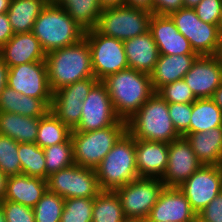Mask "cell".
Returning <instances> with one entry per match:
<instances>
[{
  "mask_svg": "<svg viewBox=\"0 0 222 222\" xmlns=\"http://www.w3.org/2000/svg\"><path fill=\"white\" fill-rule=\"evenodd\" d=\"M116 115L128 121L155 93L149 74L127 68L102 80Z\"/></svg>",
  "mask_w": 222,
  "mask_h": 222,
  "instance_id": "obj_1",
  "label": "cell"
},
{
  "mask_svg": "<svg viewBox=\"0 0 222 222\" xmlns=\"http://www.w3.org/2000/svg\"><path fill=\"white\" fill-rule=\"evenodd\" d=\"M45 62L52 92L94 77L91 50L85 37L76 44L47 53Z\"/></svg>",
  "mask_w": 222,
  "mask_h": 222,
  "instance_id": "obj_2",
  "label": "cell"
},
{
  "mask_svg": "<svg viewBox=\"0 0 222 222\" xmlns=\"http://www.w3.org/2000/svg\"><path fill=\"white\" fill-rule=\"evenodd\" d=\"M85 32L56 4H47L42 9L32 29L46 54L76 44L85 37Z\"/></svg>",
  "mask_w": 222,
  "mask_h": 222,
  "instance_id": "obj_3",
  "label": "cell"
},
{
  "mask_svg": "<svg viewBox=\"0 0 222 222\" xmlns=\"http://www.w3.org/2000/svg\"><path fill=\"white\" fill-rule=\"evenodd\" d=\"M127 131L138 140L167 144L181 136L169 115L168 103L156 92L127 121Z\"/></svg>",
  "mask_w": 222,
  "mask_h": 222,
  "instance_id": "obj_4",
  "label": "cell"
},
{
  "mask_svg": "<svg viewBox=\"0 0 222 222\" xmlns=\"http://www.w3.org/2000/svg\"><path fill=\"white\" fill-rule=\"evenodd\" d=\"M101 190L115 191L136 180V139L126 131L95 168Z\"/></svg>",
  "mask_w": 222,
  "mask_h": 222,
  "instance_id": "obj_5",
  "label": "cell"
},
{
  "mask_svg": "<svg viewBox=\"0 0 222 222\" xmlns=\"http://www.w3.org/2000/svg\"><path fill=\"white\" fill-rule=\"evenodd\" d=\"M126 131L127 121L124 120L95 131H72L75 164L95 170Z\"/></svg>",
  "mask_w": 222,
  "mask_h": 222,
  "instance_id": "obj_6",
  "label": "cell"
},
{
  "mask_svg": "<svg viewBox=\"0 0 222 222\" xmlns=\"http://www.w3.org/2000/svg\"><path fill=\"white\" fill-rule=\"evenodd\" d=\"M152 14L124 4L105 6L95 29L102 35L124 41L148 32Z\"/></svg>",
  "mask_w": 222,
  "mask_h": 222,
  "instance_id": "obj_7",
  "label": "cell"
},
{
  "mask_svg": "<svg viewBox=\"0 0 222 222\" xmlns=\"http://www.w3.org/2000/svg\"><path fill=\"white\" fill-rule=\"evenodd\" d=\"M85 38L91 50L93 75L98 81L129 68L122 40L102 35L96 29L86 31Z\"/></svg>",
  "mask_w": 222,
  "mask_h": 222,
  "instance_id": "obj_8",
  "label": "cell"
},
{
  "mask_svg": "<svg viewBox=\"0 0 222 222\" xmlns=\"http://www.w3.org/2000/svg\"><path fill=\"white\" fill-rule=\"evenodd\" d=\"M47 188L64 199L94 198L102 191L95 170L75 163L51 174Z\"/></svg>",
  "mask_w": 222,
  "mask_h": 222,
  "instance_id": "obj_9",
  "label": "cell"
},
{
  "mask_svg": "<svg viewBox=\"0 0 222 222\" xmlns=\"http://www.w3.org/2000/svg\"><path fill=\"white\" fill-rule=\"evenodd\" d=\"M164 187L159 178L138 177L117 188L125 217L147 219Z\"/></svg>",
  "mask_w": 222,
  "mask_h": 222,
  "instance_id": "obj_10",
  "label": "cell"
},
{
  "mask_svg": "<svg viewBox=\"0 0 222 222\" xmlns=\"http://www.w3.org/2000/svg\"><path fill=\"white\" fill-rule=\"evenodd\" d=\"M198 56H213L219 40V26L203 22L192 8H181L170 15Z\"/></svg>",
  "mask_w": 222,
  "mask_h": 222,
  "instance_id": "obj_11",
  "label": "cell"
},
{
  "mask_svg": "<svg viewBox=\"0 0 222 222\" xmlns=\"http://www.w3.org/2000/svg\"><path fill=\"white\" fill-rule=\"evenodd\" d=\"M80 122L72 131L90 132L113 126L120 121L107 88L98 81L83 101Z\"/></svg>",
  "mask_w": 222,
  "mask_h": 222,
  "instance_id": "obj_12",
  "label": "cell"
},
{
  "mask_svg": "<svg viewBox=\"0 0 222 222\" xmlns=\"http://www.w3.org/2000/svg\"><path fill=\"white\" fill-rule=\"evenodd\" d=\"M178 188L198 214L222 191V165L203 164Z\"/></svg>",
  "mask_w": 222,
  "mask_h": 222,
  "instance_id": "obj_13",
  "label": "cell"
},
{
  "mask_svg": "<svg viewBox=\"0 0 222 222\" xmlns=\"http://www.w3.org/2000/svg\"><path fill=\"white\" fill-rule=\"evenodd\" d=\"M97 82L91 77L58 89L53 92L50 110L73 130L80 122L83 101Z\"/></svg>",
  "mask_w": 222,
  "mask_h": 222,
  "instance_id": "obj_14",
  "label": "cell"
},
{
  "mask_svg": "<svg viewBox=\"0 0 222 222\" xmlns=\"http://www.w3.org/2000/svg\"><path fill=\"white\" fill-rule=\"evenodd\" d=\"M7 86L20 94L39 99H52L53 96L45 61L9 67Z\"/></svg>",
  "mask_w": 222,
  "mask_h": 222,
  "instance_id": "obj_15",
  "label": "cell"
},
{
  "mask_svg": "<svg viewBox=\"0 0 222 222\" xmlns=\"http://www.w3.org/2000/svg\"><path fill=\"white\" fill-rule=\"evenodd\" d=\"M168 150V164L161 180L165 187L178 188L203 164L184 136L170 142Z\"/></svg>",
  "mask_w": 222,
  "mask_h": 222,
  "instance_id": "obj_16",
  "label": "cell"
},
{
  "mask_svg": "<svg viewBox=\"0 0 222 222\" xmlns=\"http://www.w3.org/2000/svg\"><path fill=\"white\" fill-rule=\"evenodd\" d=\"M183 79L197 99L212 98L222 84V64L213 56H198Z\"/></svg>",
  "mask_w": 222,
  "mask_h": 222,
  "instance_id": "obj_17",
  "label": "cell"
},
{
  "mask_svg": "<svg viewBox=\"0 0 222 222\" xmlns=\"http://www.w3.org/2000/svg\"><path fill=\"white\" fill-rule=\"evenodd\" d=\"M196 216L179 188L164 187L145 221L191 222Z\"/></svg>",
  "mask_w": 222,
  "mask_h": 222,
  "instance_id": "obj_18",
  "label": "cell"
},
{
  "mask_svg": "<svg viewBox=\"0 0 222 222\" xmlns=\"http://www.w3.org/2000/svg\"><path fill=\"white\" fill-rule=\"evenodd\" d=\"M149 31L158 47L159 54H196L189 40L178 31L170 16L152 14Z\"/></svg>",
  "mask_w": 222,
  "mask_h": 222,
  "instance_id": "obj_19",
  "label": "cell"
},
{
  "mask_svg": "<svg viewBox=\"0 0 222 222\" xmlns=\"http://www.w3.org/2000/svg\"><path fill=\"white\" fill-rule=\"evenodd\" d=\"M0 58L8 67H14L29 62L45 61L46 53L32 32L18 33L0 48Z\"/></svg>",
  "mask_w": 222,
  "mask_h": 222,
  "instance_id": "obj_20",
  "label": "cell"
},
{
  "mask_svg": "<svg viewBox=\"0 0 222 222\" xmlns=\"http://www.w3.org/2000/svg\"><path fill=\"white\" fill-rule=\"evenodd\" d=\"M168 144L136 139V164L139 177L161 179L168 164Z\"/></svg>",
  "mask_w": 222,
  "mask_h": 222,
  "instance_id": "obj_21",
  "label": "cell"
},
{
  "mask_svg": "<svg viewBox=\"0 0 222 222\" xmlns=\"http://www.w3.org/2000/svg\"><path fill=\"white\" fill-rule=\"evenodd\" d=\"M123 45L128 67L150 75L160 55L151 32L124 40Z\"/></svg>",
  "mask_w": 222,
  "mask_h": 222,
  "instance_id": "obj_22",
  "label": "cell"
},
{
  "mask_svg": "<svg viewBox=\"0 0 222 222\" xmlns=\"http://www.w3.org/2000/svg\"><path fill=\"white\" fill-rule=\"evenodd\" d=\"M47 180L25 174L9 176L4 200L33 208L47 191Z\"/></svg>",
  "mask_w": 222,
  "mask_h": 222,
  "instance_id": "obj_23",
  "label": "cell"
},
{
  "mask_svg": "<svg viewBox=\"0 0 222 222\" xmlns=\"http://www.w3.org/2000/svg\"><path fill=\"white\" fill-rule=\"evenodd\" d=\"M197 57V54H160L154 70L150 74L154 91L156 92L165 84L182 80Z\"/></svg>",
  "mask_w": 222,
  "mask_h": 222,
  "instance_id": "obj_24",
  "label": "cell"
},
{
  "mask_svg": "<svg viewBox=\"0 0 222 222\" xmlns=\"http://www.w3.org/2000/svg\"><path fill=\"white\" fill-rule=\"evenodd\" d=\"M204 165H222V126L184 136Z\"/></svg>",
  "mask_w": 222,
  "mask_h": 222,
  "instance_id": "obj_25",
  "label": "cell"
},
{
  "mask_svg": "<svg viewBox=\"0 0 222 222\" xmlns=\"http://www.w3.org/2000/svg\"><path fill=\"white\" fill-rule=\"evenodd\" d=\"M40 118L0 111V134L18 143H35Z\"/></svg>",
  "mask_w": 222,
  "mask_h": 222,
  "instance_id": "obj_26",
  "label": "cell"
},
{
  "mask_svg": "<svg viewBox=\"0 0 222 222\" xmlns=\"http://www.w3.org/2000/svg\"><path fill=\"white\" fill-rule=\"evenodd\" d=\"M46 5L43 0H11L6 14L14 34L32 32L36 19Z\"/></svg>",
  "mask_w": 222,
  "mask_h": 222,
  "instance_id": "obj_27",
  "label": "cell"
},
{
  "mask_svg": "<svg viewBox=\"0 0 222 222\" xmlns=\"http://www.w3.org/2000/svg\"><path fill=\"white\" fill-rule=\"evenodd\" d=\"M222 126V110L211 99H196L192 103L190 133L203 132Z\"/></svg>",
  "mask_w": 222,
  "mask_h": 222,
  "instance_id": "obj_28",
  "label": "cell"
},
{
  "mask_svg": "<svg viewBox=\"0 0 222 222\" xmlns=\"http://www.w3.org/2000/svg\"><path fill=\"white\" fill-rule=\"evenodd\" d=\"M58 5L85 31L96 28L104 8L99 0H61Z\"/></svg>",
  "mask_w": 222,
  "mask_h": 222,
  "instance_id": "obj_29",
  "label": "cell"
},
{
  "mask_svg": "<svg viewBox=\"0 0 222 222\" xmlns=\"http://www.w3.org/2000/svg\"><path fill=\"white\" fill-rule=\"evenodd\" d=\"M71 133L72 129L49 110L39 120L35 143L44 149L68 141L71 138Z\"/></svg>",
  "mask_w": 222,
  "mask_h": 222,
  "instance_id": "obj_30",
  "label": "cell"
},
{
  "mask_svg": "<svg viewBox=\"0 0 222 222\" xmlns=\"http://www.w3.org/2000/svg\"><path fill=\"white\" fill-rule=\"evenodd\" d=\"M125 219L116 191L102 190L94 197L92 222H122Z\"/></svg>",
  "mask_w": 222,
  "mask_h": 222,
  "instance_id": "obj_31",
  "label": "cell"
},
{
  "mask_svg": "<svg viewBox=\"0 0 222 222\" xmlns=\"http://www.w3.org/2000/svg\"><path fill=\"white\" fill-rule=\"evenodd\" d=\"M22 174L46 180V162L43 148L36 143H18Z\"/></svg>",
  "mask_w": 222,
  "mask_h": 222,
  "instance_id": "obj_32",
  "label": "cell"
},
{
  "mask_svg": "<svg viewBox=\"0 0 222 222\" xmlns=\"http://www.w3.org/2000/svg\"><path fill=\"white\" fill-rule=\"evenodd\" d=\"M46 162V180L48 177L75 163L71 138L63 143L43 149Z\"/></svg>",
  "mask_w": 222,
  "mask_h": 222,
  "instance_id": "obj_33",
  "label": "cell"
},
{
  "mask_svg": "<svg viewBox=\"0 0 222 222\" xmlns=\"http://www.w3.org/2000/svg\"><path fill=\"white\" fill-rule=\"evenodd\" d=\"M65 199L48 189L33 207L35 222H60Z\"/></svg>",
  "mask_w": 222,
  "mask_h": 222,
  "instance_id": "obj_34",
  "label": "cell"
},
{
  "mask_svg": "<svg viewBox=\"0 0 222 222\" xmlns=\"http://www.w3.org/2000/svg\"><path fill=\"white\" fill-rule=\"evenodd\" d=\"M0 170L7 176L22 174L18 142L0 134Z\"/></svg>",
  "mask_w": 222,
  "mask_h": 222,
  "instance_id": "obj_35",
  "label": "cell"
},
{
  "mask_svg": "<svg viewBox=\"0 0 222 222\" xmlns=\"http://www.w3.org/2000/svg\"><path fill=\"white\" fill-rule=\"evenodd\" d=\"M94 198H69L64 201L60 222H92Z\"/></svg>",
  "mask_w": 222,
  "mask_h": 222,
  "instance_id": "obj_36",
  "label": "cell"
},
{
  "mask_svg": "<svg viewBox=\"0 0 222 222\" xmlns=\"http://www.w3.org/2000/svg\"><path fill=\"white\" fill-rule=\"evenodd\" d=\"M156 93L167 103H193L197 99L184 79L165 84Z\"/></svg>",
  "mask_w": 222,
  "mask_h": 222,
  "instance_id": "obj_37",
  "label": "cell"
},
{
  "mask_svg": "<svg viewBox=\"0 0 222 222\" xmlns=\"http://www.w3.org/2000/svg\"><path fill=\"white\" fill-rule=\"evenodd\" d=\"M52 99H39L24 94H19L17 114L28 117H42L49 110Z\"/></svg>",
  "mask_w": 222,
  "mask_h": 222,
  "instance_id": "obj_38",
  "label": "cell"
},
{
  "mask_svg": "<svg viewBox=\"0 0 222 222\" xmlns=\"http://www.w3.org/2000/svg\"><path fill=\"white\" fill-rule=\"evenodd\" d=\"M168 111L176 131L181 136L189 134L192 103H168Z\"/></svg>",
  "mask_w": 222,
  "mask_h": 222,
  "instance_id": "obj_39",
  "label": "cell"
},
{
  "mask_svg": "<svg viewBox=\"0 0 222 222\" xmlns=\"http://www.w3.org/2000/svg\"><path fill=\"white\" fill-rule=\"evenodd\" d=\"M0 206L6 222H35L34 210L31 207L9 200H2Z\"/></svg>",
  "mask_w": 222,
  "mask_h": 222,
  "instance_id": "obj_40",
  "label": "cell"
},
{
  "mask_svg": "<svg viewBox=\"0 0 222 222\" xmlns=\"http://www.w3.org/2000/svg\"><path fill=\"white\" fill-rule=\"evenodd\" d=\"M194 10L203 22L219 25L222 13V0H201Z\"/></svg>",
  "mask_w": 222,
  "mask_h": 222,
  "instance_id": "obj_41",
  "label": "cell"
},
{
  "mask_svg": "<svg viewBox=\"0 0 222 222\" xmlns=\"http://www.w3.org/2000/svg\"><path fill=\"white\" fill-rule=\"evenodd\" d=\"M197 215L205 222H222V191Z\"/></svg>",
  "mask_w": 222,
  "mask_h": 222,
  "instance_id": "obj_42",
  "label": "cell"
},
{
  "mask_svg": "<svg viewBox=\"0 0 222 222\" xmlns=\"http://www.w3.org/2000/svg\"><path fill=\"white\" fill-rule=\"evenodd\" d=\"M184 8L183 0H152V13L155 15L170 16Z\"/></svg>",
  "mask_w": 222,
  "mask_h": 222,
  "instance_id": "obj_43",
  "label": "cell"
},
{
  "mask_svg": "<svg viewBox=\"0 0 222 222\" xmlns=\"http://www.w3.org/2000/svg\"><path fill=\"white\" fill-rule=\"evenodd\" d=\"M18 93L13 88L6 86L0 94V111L17 113Z\"/></svg>",
  "mask_w": 222,
  "mask_h": 222,
  "instance_id": "obj_44",
  "label": "cell"
},
{
  "mask_svg": "<svg viewBox=\"0 0 222 222\" xmlns=\"http://www.w3.org/2000/svg\"><path fill=\"white\" fill-rule=\"evenodd\" d=\"M14 35L6 13L0 14V48L5 45Z\"/></svg>",
  "mask_w": 222,
  "mask_h": 222,
  "instance_id": "obj_45",
  "label": "cell"
},
{
  "mask_svg": "<svg viewBox=\"0 0 222 222\" xmlns=\"http://www.w3.org/2000/svg\"><path fill=\"white\" fill-rule=\"evenodd\" d=\"M124 5L143 9L152 13V0H124Z\"/></svg>",
  "mask_w": 222,
  "mask_h": 222,
  "instance_id": "obj_46",
  "label": "cell"
},
{
  "mask_svg": "<svg viewBox=\"0 0 222 222\" xmlns=\"http://www.w3.org/2000/svg\"><path fill=\"white\" fill-rule=\"evenodd\" d=\"M8 71V65L0 58V94L7 86Z\"/></svg>",
  "mask_w": 222,
  "mask_h": 222,
  "instance_id": "obj_47",
  "label": "cell"
},
{
  "mask_svg": "<svg viewBox=\"0 0 222 222\" xmlns=\"http://www.w3.org/2000/svg\"><path fill=\"white\" fill-rule=\"evenodd\" d=\"M7 176L0 170V202L4 200L6 193Z\"/></svg>",
  "mask_w": 222,
  "mask_h": 222,
  "instance_id": "obj_48",
  "label": "cell"
},
{
  "mask_svg": "<svg viewBox=\"0 0 222 222\" xmlns=\"http://www.w3.org/2000/svg\"><path fill=\"white\" fill-rule=\"evenodd\" d=\"M213 57L222 64V32H220L219 40Z\"/></svg>",
  "mask_w": 222,
  "mask_h": 222,
  "instance_id": "obj_49",
  "label": "cell"
},
{
  "mask_svg": "<svg viewBox=\"0 0 222 222\" xmlns=\"http://www.w3.org/2000/svg\"><path fill=\"white\" fill-rule=\"evenodd\" d=\"M222 110V84L215 90L211 98Z\"/></svg>",
  "mask_w": 222,
  "mask_h": 222,
  "instance_id": "obj_50",
  "label": "cell"
},
{
  "mask_svg": "<svg viewBox=\"0 0 222 222\" xmlns=\"http://www.w3.org/2000/svg\"><path fill=\"white\" fill-rule=\"evenodd\" d=\"M103 7L112 5H121L124 0H99Z\"/></svg>",
  "mask_w": 222,
  "mask_h": 222,
  "instance_id": "obj_51",
  "label": "cell"
},
{
  "mask_svg": "<svg viewBox=\"0 0 222 222\" xmlns=\"http://www.w3.org/2000/svg\"><path fill=\"white\" fill-rule=\"evenodd\" d=\"M11 0H0V14L6 13L10 7Z\"/></svg>",
  "mask_w": 222,
  "mask_h": 222,
  "instance_id": "obj_52",
  "label": "cell"
},
{
  "mask_svg": "<svg viewBox=\"0 0 222 222\" xmlns=\"http://www.w3.org/2000/svg\"><path fill=\"white\" fill-rule=\"evenodd\" d=\"M183 2L184 8L194 9L201 2V0H183Z\"/></svg>",
  "mask_w": 222,
  "mask_h": 222,
  "instance_id": "obj_53",
  "label": "cell"
},
{
  "mask_svg": "<svg viewBox=\"0 0 222 222\" xmlns=\"http://www.w3.org/2000/svg\"><path fill=\"white\" fill-rule=\"evenodd\" d=\"M122 222H145L143 219L139 218H126Z\"/></svg>",
  "mask_w": 222,
  "mask_h": 222,
  "instance_id": "obj_54",
  "label": "cell"
},
{
  "mask_svg": "<svg viewBox=\"0 0 222 222\" xmlns=\"http://www.w3.org/2000/svg\"><path fill=\"white\" fill-rule=\"evenodd\" d=\"M46 4H56L58 5L61 0H43Z\"/></svg>",
  "mask_w": 222,
  "mask_h": 222,
  "instance_id": "obj_55",
  "label": "cell"
},
{
  "mask_svg": "<svg viewBox=\"0 0 222 222\" xmlns=\"http://www.w3.org/2000/svg\"><path fill=\"white\" fill-rule=\"evenodd\" d=\"M0 222H6L4 211L2 210L0 206Z\"/></svg>",
  "mask_w": 222,
  "mask_h": 222,
  "instance_id": "obj_56",
  "label": "cell"
},
{
  "mask_svg": "<svg viewBox=\"0 0 222 222\" xmlns=\"http://www.w3.org/2000/svg\"><path fill=\"white\" fill-rule=\"evenodd\" d=\"M191 222H205V221L197 215Z\"/></svg>",
  "mask_w": 222,
  "mask_h": 222,
  "instance_id": "obj_57",
  "label": "cell"
},
{
  "mask_svg": "<svg viewBox=\"0 0 222 222\" xmlns=\"http://www.w3.org/2000/svg\"><path fill=\"white\" fill-rule=\"evenodd\" d=\"M219 31L222 32V13H221V17H220V21H219Z\"/></svg>",
  "mask_w": 222,
  "mask_h": 222,
  "instance_id": "obj_58",
  "label": "cell"
}]
</instances>
